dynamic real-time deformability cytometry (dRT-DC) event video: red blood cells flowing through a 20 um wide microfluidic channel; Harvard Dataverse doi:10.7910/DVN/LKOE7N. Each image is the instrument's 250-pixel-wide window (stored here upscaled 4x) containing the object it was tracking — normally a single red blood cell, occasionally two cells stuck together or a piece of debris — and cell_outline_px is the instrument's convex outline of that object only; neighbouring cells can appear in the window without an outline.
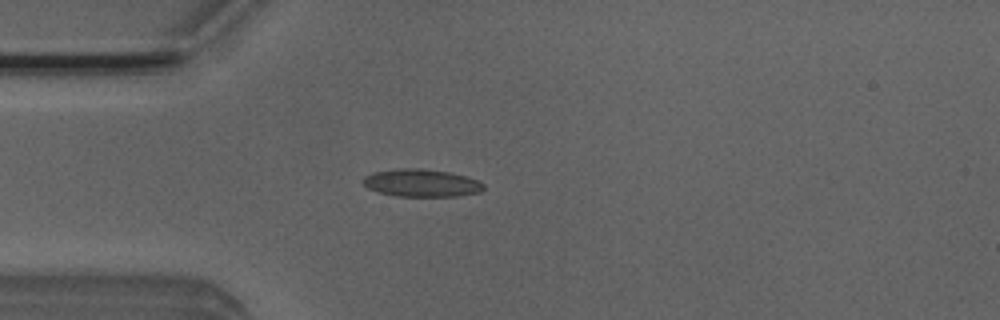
{"species": "Egyptian fruit bat (a non-hibernating species)", "species_latin": "Rousettus aegyptiacus", "temperature_condition": "room temperature", "stored_images_in_passage": 5, "camera_frame_rate_fps": 3000, "um_per_image_px": 0.085, "animal": {"sex": "male"}, "frame": {"image": 1, "passage_image": 4, "time_ms": 1.0, "image_size_px": [1000, 320], "cell_outline_px": [[484, 188], [480, 192], [460, 196], [396, 196], [380, 192], [368, 188], [360, 180], [364, 176], [372, 172], [404, 168], [420, 168], [448, 172], [468, 176], [484, 184]], "centroid_in_image_um": [35.82, 15.55], "position_along_channel_um": 49.2, "area_um2": 19.42}}